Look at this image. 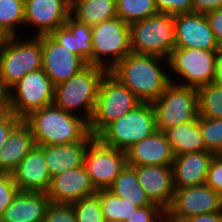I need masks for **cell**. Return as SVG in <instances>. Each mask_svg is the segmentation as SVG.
<instances>
[{
    "mask_svg": "<svg viewBox=\"0 0 222 222\" xmlns=\"http://www.w3.org/2000/svg\"><path fill=\"white\" fill-rule=\"evenodd\" d=\"M129 166H172L174 154L163 131H155L151 136L133 144L126 151Z\"/></svg>",
    "mask_w": 222,
    "mask_h": 222,
    "instance_id": "obj_20",
    "label": "cell"
},
{
    "mask_svg": "<svg viewBox=\"0 0 222 222\" xmlns=\"http://www.w3.org/2000/svg\"><path fill=\"white\" fill-rule=\"evenodd\" d=\"M175 47L219 50L205 14L191 12L174 15Z\"/></svg>",
    "mask_w": 222,
    "mask_h": 222,
    "instance_id": "obj_16",
    "label": "cell"
},
{
    "mask_svg": "<svg viewBox=\"0 0 222 222\" xmlns=\"http://www.w3.org/2000/svg\"><path fill=\"white\" fill-rule=\"evenodd\" d=\"M91 28L93 65L110 71L121 59L132 52L130 24L120 18L105 20Z\"/></svg>",
    "mask_w": 222,
    "mask_h": 222,
    "instance_id": "obj_8",
    "label": "cell"
},
{
    "mask_svg": "<svg viewBox=\"0 0 222 222\" xmlns=\"http://www.w3.org/2000/svg\"><path fill=\"white\" fill-rule=\"evenodd\" d=\"M19 192H47L51 183L44 146L35 145L11 173Z\"/></svg>",
    "mask_w": 222,
    "mask_h": 222,
    "instance_id": "obj_18",
    "label": "cell"
},
{
    "mask_svg": "<svg viewBox=\"0 0 222 222\" xmlns=\"http://www.w3.org/2000/svg\"><path fill=\"white\" fill-rule=\"evenodd\" d=\"M198 116L222 118V86L216 82L197 88Z\"/></svg>",
    "mask_w": 222,
    "mask_h": 222,
    "instance_id": "obj_28",
    "label": "cell"
},
{
    "mask_svg": "<svg viewBox=\"0 0 222 222\" xmlns=\"http://www.w3.org/2000/svg\"><path fill=\"white\" fill-rule=\"evenodd\" d=\"M174 156L207 150L199 129V116L195 121L175 125L164 131Z\"/></svg>",
    "mask_w": 222,
    "mask_h": 222,
    "instance_id": "obj_25",
    "label": "cell"
},
{
    "mask_svg": "<svg viewBox=\"0 0 222 222\" xmlns=\"http://www.w3.org/2000/svg\"><path fill=\"white\" fill-rule=\"evenodd\" d=\"M217 43L222 47V7L205 13Z\"/></svg>",
    "mask_w": 222,
    "mask_h": 222,
    "instance_id": "obj_41",
    "label": "cell"
},
{
    "mask_svg": "<svg viewBox=\"0 0 222 222\" xmlns=\"http://www.w3.org/2000/svg\"><path fill=\"white\" fill-rule=\"evenodd\" d=\"M22 121L11 111L0 113V148L6 143L11 131Z\"/></svg>",
    "mask_w": 222,
    "mask_h": 222,
    "instance_id": "obj_40",
    "label": "cell"
},
{
    "mask_svg": "<svg viewBox=\"0 0 222 222\" xmlns=\"http://www.w3.org/2000/svg\"><path fill=\"white\" fill-rule=\"evenodd\" d=\"M215 155V153L205 150L174 156L172 163L174 187L205 184L210 163Z\"/></svg>",
    "mask_w": 222,
    "mask_h": 222,
    "instance_id": "obj_21",
    "label": "cell"
},
{
    "mask_svg": "<svg viewBox=\"0 0 222 222\" xmlns=\"http://www.w3.org/2000/svg\"><path fill=\"white\" fill-rule=\"evenodd\" d=\"M35 145L30 127L22 120L0 148V173L11 174Z\"/></svg>",
    "mask_w": 222,
    "mask_h": 222,
    "instance_id": "obj_24",
    "label": "cell"
},
{
    "mask_svg": "<svg viewBox=\"0 0 222 222\" xmlns=\"http://www.w3.org/2000/svg\"><path fill=\"white\" fill-rule=\"evenodd\" d=\"M71 16L90 27L117 17L116 0H78L71 6Z\"/></svg>",
    "mask_w": 222,
    "mask_h": 222,
    "instance_id": "obj_26",
    "label": "cell"
},
{
    "mask_svg": "<svg viewBox=\"0 0 222 222\" xmlns=\"http://www.w3.org/2000/svg\"><path fill=\"white\" fill-rule=\"evenodd\" d=\"M50 204L46 192H18L0 222H43Z\"/></svg>",
    "mask_w": 222,
    "mask_h": 222,
    "instance_id": "obj_23",
    "label": "cell"
},
{
    "mask_svg": "<svg viewBox=\"0 0 222 222\" xmlns=\"http://www.w3.org/2000/svg\"><path fill=\"white\" fill-rule=\"evenodd\" d=\"M107 72L99 66L88 64L68 80L55 85L53 104L66 112L82 116L89 123L96 108L100 83Z\"/></svg>",
    "mask_w": 222,
    "mask_h": 222,
    "instance_id": "obj_3",
    "label": "cell"
},
{
    "mask_svg": "<svg viewBox=\"0 0 222 222\" xmlns=\"http://www.w3.org/2000/svg\"><path fill=\"white\" fill-rule=\"evenodd\" d=\"M105 222H122V221L111 220V219H105Z\"/></svg>",
    "mask_w": 222,
    "mask_h": 222,
    "instance_id": "obj_50",
    "label": "cell"
},
{
    "mask_svg": "<svg viewBox=\"0 0 222 222\" xmlns=\"http://www.w3.org/2000/svg\"><path fill=\"white\" fill-rule=\"evenodd\" d=\"M183 222H222V211L200 214L185 219Z\"/></svg>",
    "mask_w": 222,
    "mask_h": 222,
    "instance_id": "obj_45",
    "label": "cell"
},
{
    "mask_svg": "<svg viewBox=\"0 0 222 222\" xmlns=\"http://www.w3.org/2000/svg\"><path fill=\"white\" fill-rule=\"evenodd\" d=\"M164 60L168 62L159 56L131 52L109 72L130 89L140 102L152 103L170 83L171 76L163 70Z\"/></svg>",
    "mask_w": 222,
    "mask_h": 222,
    "instance_id": "obj_1",
    "label": "cell"
},
{
    "mask_svg": "<svg viewBox=\"0 0 222 222\" xmlns=\"http://www.w3.org/2000/svg\"><path fill=\"white\" fill-rule=\"evenodd\" d=\"M157 222H175L166 213Z\"/></svg>",
    "mask_w": 222,
    "mask_h": 222,
    "instance_id": "obj_48",
    "label": "cell"
},
{
    "mask_svg": "<svg viewBox=\"0 0 222 222\" xmlns=\"http://www.w3.org/2000/svg\"><path fill=\"white\" fill-rule=\"evenodd\" d=\"M115 196L128 200L138 207L152 205L153 203L147 197L146 192L140 186L135 169L126 165L119 173L113 184L108 188Z\"/></svg>",
    "mask_w": 222,
    "mask_h": 222,
    "instance_id": "obj_27",
    "label": "cell"
},
{
    "mask_svg": "<svg viewBox=\"0 0 222 222\" xmlns=\"http://www.w3.org/2000/svg\"><path fill=\"white\" fill-rule=\"evenodd\" d=\"M95 138L90 132L82 141L61 145H45L44 158L51 177L84 165L89 143Z\"/></svg>",
    "mask_w": 222,
    "mask_h": 222,
    "instance_id": "obj_22",
    "label": "cell"
},
{
    "mask_svg": "<svg viewBox=\"0 0 222 222\" xmlns=\"http://www.w3.org/2000/svg\"><path fill=\"white\" fill-rule=\"evenodd\" d=\"M24 26V0H0V26L11 36Z\"/></svg>",
    "mask_w": 222,
    "mask_h": 222,
    "instance_id": "obj_31",
    "label": "cell"
},
{
    "mask_svg": "<svg viewBox=\"0 0 222 222\" xmlns=\"http://www.w3.org/2000/svg\"><path fill=\"white\" fill-rule=\"evenodd\" d=\"M87 65L82 57L61 46L50 35H42V69L54 85L68 80Z\"/></svg>",
    "mask_w": 222,
    "mask_h": 222,
    "instance_id": "obj_14",
    "label": "cell"
},
{
    "mask_svg": "<svg viewBox=\"0 0 222 222\" xmlns=\"http://www.w3.org/2000/svg\"><path fill=\"white\" fill-rule=\"evenodd\" d=\"M217 50L174 47L168 57L169 74L176 73L178 85L199 88L215 82Z\"/></svg>",
    "mask_w": 222,
    "mask_h": 222,
    "instance_id": "obj_10",
    "label": "cell"
},
{
    "mask_svg": "<svg viewBox=\"0 0 222 222\" xmlns=\"http://www.w3.org/2000/svg\"><path fill=\"white\" fill-rule=\"evenodd\" d=\"M50 36L61 46L67 47L69 50L77 54L75 36L63 25L53 31Z\"/></svg>",
    "mask_w": 222,
    "mask_h": 222,
    "instance_id": "obj_42",
    "label": "cell"
},
{
    "mask_svg": "<svg viewBox=\"0 0 222 222\" xmlns=\"http://www.w3.org/2000/svg\"><path fill=\"white\" fill-rule=\"evenodd\" d=\"M116 13L118 18L131 24L156 15L158 12L155 0H116Z\"/></svg>",
    "mask_w": 222,
    "mask_h": 222,
    "instance_id": "obj_29",
    "label": "cell"
},
{
    "mask_svg": "<svg viewBox=\"0 0 222 222\" xmlns=\"http://www.w3.org/2000/svg\"><path fill=\"white\" fill-rule=\"evenodd\" d=\"M132 53L155 55L168 59L175 47L173 15L157 13L130 24Z\"/></svg>",
    "mask_w": 222,
    "mask_h": 222,
    "instance_id": "obj_5",
    "label": "cell"
},
{
    "mask_svg": "<svg viewBox=\"0 0 222 222\" xmlns=\"http://www.w3.org/2000/svg\"><path fill=\"white\" fill-rule=\"evenodd\" d=\"M76 222H105L100 202V190L71 203Z\"/></svg>",
    "mask_w": 222,
    "mask_h": 222,
    "instance_id": "obj_33",
    "label": "cell"
},
{
    "mask_svg": "<svg viewBox=\"0 0 222 222\" xmlns=\"http://www.w3.org/2000/svg\"><path fill=\"white\" fill-rule=\"evenodd\" d=\"M19 190L15 184L12 174L0 173V219L4 210L11 204Z\"/></svg>",
    "mask_w": 222,
    "mask_h": 222,
    "instance_id": "obj_35",
    "label": "cell"
},
{
    "mask_svg": "<svg viewBox=\"0 0 222 222\" xmlns=\"http://www.w3.org/2000/svg\"><path fill=\"white\" fill-rule=\"evenodd\" d=\"M78 0H66V2L70 5L73 6Z\"/></svg>",
    "mask_w": 222,
    "mask_h": 222,
    "instance_id": "obj_49",
    "label": "cell"
},
{
    "mask_svg": "<svg viewBox=\"0 0 222 222\" xmlns=\"http://www.w3.org/2000/svg\"><path fill=\"white\" fill-rule=\"evenodd\" d=\"M222 7V0H192V12L205 14Z\"/></svg>",
    "mask_w": 222,
    "mask_h": 222,
    "instance_id": "obj_43",
    "label": "cell"
},
{
    "mask_svg": "<svg viewBox=\"0 0 222 222\" xmlns=\"http://www.w3.org/2000/svg\"><path fill=\"white\" fill-rule=\"evenodd\" d=\"M31 38L11 36L0 50V77L10 88L29 72L42 69V35Z\"/></svg>",
    "mask_w": 222,
    "mask_h": 222,
    "instance_id": "obj_9",
    "label": "cell"
},
{
    "mask_svg": "<svg viewBox=\"0 0 222 222\" xmlns=\"http://www.w3.org/2000/svg\"><path fill=\"white\" fill-rule=\"evenodd\" d=\"M71 15L66 0H24V25L37 30L36 35H50Z\"/></svg>",
    "mask_w": 222,
    "mask_h": 222,
    "instance_id": "obj_15",
    "label": "cell"
},
{
    "mask_svg": "<svg viewBox=\"0 0 222 222\" xmlns=\"http://www.w3.org/2000/svg\"><path fill=\"white\" fill-rule=\"evenodd\" d=\"M155 131L154 108L151 103L141 102L120 119L109 123L96 137L107 146L126 151Z\"/></svg>",
    "mask_w": 222,
    "mask_h": 222,
    "instance_id": "obj_4",
    "label": "cell"
},
{
    "mask_svg": "<svg viewBox=\"0 0 222 222\" xmlns=\"http://www.w3.org/2000/svg\"><path fill=\"white\" fill-rule=\"evenodd\" d=\"M97 191L83 165L51 177L46 193L53 204H71Z\"/></svg>",
    "mask_w": 222,
    "mask_h": 222,
    "instance_id": "obj_17",
    "label": "cell"
},
{
    "mask_svg": "<svg viewBox=\"0 0 222 222\" xmlns=\"http://www.w3.org/2000/svg\"><path fill=\"white\" fill-rule=\"evenodd\" d=\"M166 213L157 204L139 207L124 222H157Z\"/></svg>",
    "mask_w": 222,
    "mask_h": 222,
    "instance_id": "obj_38",
    "label": "cell"
},
{
    "mask_svg": "<svg viewBox=\"0 0 222 222\" xmlns=\"http://www.w3.org/2000/svg\"><path fill=\"white\" fill-rule=\"evenodd\" d=\"M151 104L158 131L164 132L175 125L198 118L197 88L178 85L172 78L163 93Z\"/></svg>",
    "mask_w": 222,
    "mask_h": 222,
    "instance_id": "obj_6",
    "label": "cell"
},
{
    "mask_svg": "<svg viewBox=\"0 0 222 222\" xmlns=\"http://www.w3.org/2000/svg\"><path fill=\"white\" fill-rule=\"evenodd\" d=\"M158 13L177 15L192 12V0H155Z\"/></svg>",
    "mask_w": 222,
    "mask_h": 222,
    "instance_id": "obj_37",
    "label": "cell"
},
{
    "mask_svg": "<svg viewBox=\"0 0 222 222\" xmlns=\"http://www.w3.org/2000/svg\"><path fill=\"white\" fill-rule=\"evenodd\" d=\"M11 112L22 120L54 102L55 85L43 69L29 72L11 88Z\"/></svg>",
    "mask_w": 222,
    "mask_h": 222,
    "instance_id": "obj_11",
    "label": "cell"
},
{
    "mask_svg": "<svg viewBox=\"0 0 222 222\" xmlns=\"http://www.w3.org/2000/svg\"><path fill=\"white\" fill-rule=\"evenodd\" d=\"M64 26L75 36L77 54L88 64H92V28L78 22L71 15L67 18Z\"/></svg>",
    "mask_w": 222,
    "mask_h": 222,
    "instance_id": "obj_32",
    "label": "cell"
},
{
    "mask_svg": "<svg viewBox=\"0 0 222 222\" xmlns=\"http://www.w3.org/2000/svg\"><path fill=\"white\" fill-rule=\"evenodd\" d=\"M43 222H76L72 205L51 203Z\"/></svg>",
    "mask_w": 222,
    "mask_h": 222,
    "instance_id": "obj_36",
    "label": "cell"
},
{
    "mask_svg": "<svg viewBox=\"0 0 222 222\" xmlns=\"http://www.w3.org/2000/svg\"><path fill=\"white\" fill-rule=\"evenodd\" d=\"M222 211V197L207 184L175 188L166 214L175 222L193 216Z\"/></svg>",
    "mask_w": 222,
    "mask_h": 222,
    "instance_id": "obj_13",
    "label": "cell"
},
{
    "mask_svg": "<svg viewBox=\"0 0 222 222\" xmlns=\"http://www.w3.org/2000/svg\"><path fill=\"white\" fill-rule=\"evenodd\" d=\"M140 186L154 204L167 210L175 192L172 166H132Z\"/></svg>",
    "mask_w": 222,
    "mask_h": 222,
    "instance_id": "obj_19",
    "label": "cell"
},
{
    "mask_svg": "<svg viewBox=\"0 0 222 222\" xmlns=\"http://www.w3.org/2000/svg\"><path fill=\"white\" fill-rule=\"evenodd\" d=\"M205 184L222 197V154L215 155L212 159Z\"/></svg>",
    "mask_w": 222,
    "mask_h": 222,
    "instance_id": "obj_39",
    "label": "cell"
},
{
    "mask_svg": "<svg viewBox=\"0 0 222 222\" xmlns=\"http://www.w3.org/2000/svg\"><path fill=\"white\" fill-rule=\"evenodd\" d=\"M199 129L206 149L216 155L222 154V118L199 116Z\"/></svg>",
    "mask_w": 222,
    "mask_h": 222,
    "instance_id": "obj_34",
    "label": "cell"
},
{
    "mask_svg": "<svg viewBox=\"0 0 222 222\" xmlns=\"http://www.w3.org/2000/svg\"><path fill=\"white\" fill-rule=\"evenodd\" d=\"M23 121L30 127L38 146L79 142L90 133L89 123L82 116L54 104L31 112Z\"/></svg>",
    "mask_w": 222,
    "mask_h": 222,
    "instance_id": "obj_2",
    "label": "cell"
},
{
    "mask_svg": "<svg viewBox=\"0 0 222 222\" xmlns=\"http://www.w3.org/2000/svg\"><path fill=\"white\" fill-rule=\"evenodd\" d=\"M11 111V90L0 77V113Z\"/></svg>",
    "mask_w": 222,
    "mask_h": 222,
    "instance_id": "obj_44",
    "label": "cell"
},
{
    "mask_svg": "<svg viewBox=\"0 0 222 222\" xmlns=\"http://www.w3.org/2000/svg\"><path fill=\"white\" fill-rule=\"evenodd\" d=\"M100 202L104 219L122 222L139 208L128 200L115 196L108 189H100Z\"/></svg>",
    "mask_w": 222,
    "mask_h": 222,
    "instance_id": "obj_30",
    "label": "cell"
},
{
    "mask_svg": "<svg viewBox=\"0 0 222 222\" xmlns=\"http://www.w3.org/2000/svg\"><path fill=\"white\" fill-rule=\"evenodd\" d=\"M140 103L133 92L108 71L100 83L89 131L96 137L109 123L120 119Z\"/></svg>",
    "mask_w": 222,
    "mask_h": 222,
    "instance_id": "obj_7",
    "label": "cell"
},
{
    "mask_svg": "<svg viewBox=\"0 0 222 222\" xmlns=\"http://www.w3.org/2000/svg\"><path fill=\"white\" fill-rule=\"evenodd\" d=\"M215 82L222 86V47L216 54V78Z\"/></svg>",
    "mask_w": 222,
    "mask_h": 222,
    "instance_id": "obj_46",
    "label": "cell"
},
{
    "mask_svg": "<svg viewBox=\"0 0 222 222\" xmlns=\"http://www.w3.org/2000/svg\"><path fill=\"white\" fill-rule=\"evenodd\" d=\"M126 165L125 151L107 146L97 137L89 143L84 167L98 190L108 189Z\"/></svg>",
    "mask_w": 222,
    "mask_h": 222,
    "instance_id": "obj_12",
    "label": "cell"
},
{
    "mask_svg": "<svg viewBox=\"0 0 222 222\" xmlns=\"http://www.w3.org/2000/svg\"><path fill=\"white\" fill-rule=\"evenodd\" d=\"M10 38L11 35L0 26V50L7 44Z\"/></svg>",
    "mask_w": 222,
    "mask_h": 222,
    "instance_id": "obj_47",
    "label": "cell"
}]
</instances>
